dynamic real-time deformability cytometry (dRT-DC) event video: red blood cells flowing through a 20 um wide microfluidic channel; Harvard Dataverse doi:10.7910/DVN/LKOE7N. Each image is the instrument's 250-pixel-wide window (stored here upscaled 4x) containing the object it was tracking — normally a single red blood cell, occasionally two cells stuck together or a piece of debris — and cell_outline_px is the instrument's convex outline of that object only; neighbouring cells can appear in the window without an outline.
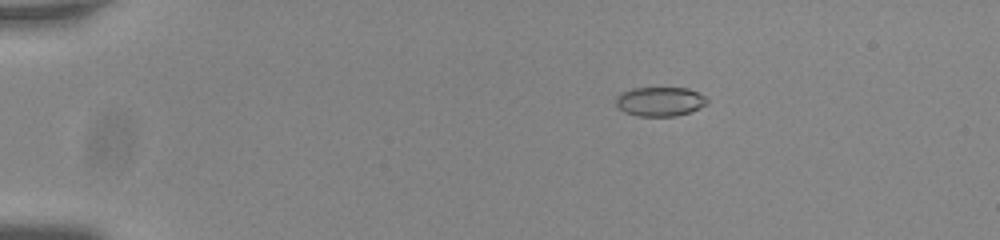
{"species": "common noctule bat (a hibernating species)", "species_latin": "Nyctalus noctula", "temperature_condition": "room temperature", "stored_images_in_passage": 51, "camera_frame_rate_fps": 3000, "um_per_image_px": 0.085, "animal": {"sex": "male", "body_mass_g": 20.0, "forearm_length_mm": 53.3}, "frame": {"image": 1, "passage_image": 6, "time_ms": 1.667, "image_size_px": [1000, 240], "cell_outline_px": [[708, 104], [700, 108], [676, 116], [640, 116], [624, 112], [616, 104], [616, 96], [632, 88], [688, 88], [704, 96], [708, 100]], "centroid_in_image_um": [56.11, 8.63], "position_along_channel_um": 28.9, "area_um2": 15.43}}
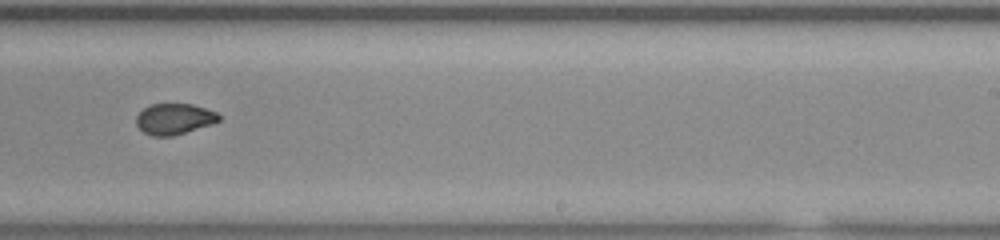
{"frame": {"image": 2, "passage_image": 32, "time_ms": 10.333, "image_size_px": [1000, 240], "cell_outline_px": [[220, 120], [212, 124], [172, 136], [152, 136], [144, 132], [136, 124], [136, 116], [144, 108], [152, 104], [192, 104], [216, 112], [220, 116]], "centroid_in_image_um": [14.81, 10.11], "position_along_channel_um": 274.2, "area_um2": 14.74}}
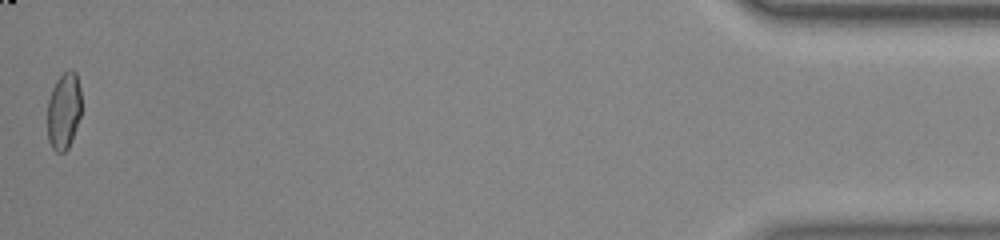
{"frame": {"image": 3, "passage_image": 51, "time_ms": 16.667, "image_size_px": [1000, 240], "cell_outline_px": [[80, 116], [72, 140], [68, 148], [64, 152], [56, 152], [52, 148], [48, 140], [48, 100], [52, 88], [56, 80], [68, 68], [72, 68], [76, 72], [80, 88]], "centroid_in_image_um": [5.42, 9.4], "position_along_channel_um": 429.8, "area_um2": 15.32}, "authors_computed_cell_mechanics": {"area_um2": 15.606, "velocity_mm_per_s": 3.7746, "shape_relaxation_time_tau1_ms": null, "shape_relaxation_time_tau2_ms": 1.4094, "deformation_change_tau1": null, "deformation_change_tau2": 0.0407}}